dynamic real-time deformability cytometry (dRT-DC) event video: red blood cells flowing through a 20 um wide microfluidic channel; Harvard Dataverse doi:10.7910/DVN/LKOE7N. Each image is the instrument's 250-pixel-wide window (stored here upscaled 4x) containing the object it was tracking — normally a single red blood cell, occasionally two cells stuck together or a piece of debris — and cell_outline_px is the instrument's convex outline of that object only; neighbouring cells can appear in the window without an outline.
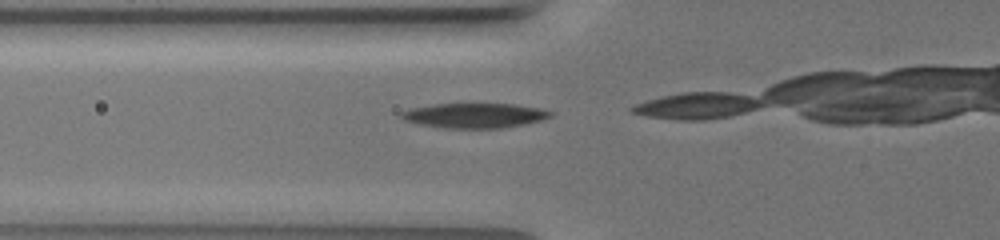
{"species": "common noctule bat (a hibernating species)", "species_latin": "Nyctalus noctula", "temperature_condition": "warm", "stored_images_in_passage": 5, "camera_frame_rate_fps": 3000, "um_per_image_px": 0.085, "animal": {"sex": "female", "body_mass_g": 19.5, "forearm_length_mm": 54.1}, "frame": {"image": 1, "passage_image": 2, "time_ms": 0.333, "image_size_px": [1000, 240], "cell_outline_px": [[552, 116], [544, 120], [504, 128], [444, 128], [420, 124], [404, 120], [400, 116], [400, 112], [408, 108], [432, 104], [512, 104], [540, 108], [552, 112]], "centroid_in_image_um": [40.32, 9.82], "position_along_channel_um": 85.5, "area_um2": 21.68}}